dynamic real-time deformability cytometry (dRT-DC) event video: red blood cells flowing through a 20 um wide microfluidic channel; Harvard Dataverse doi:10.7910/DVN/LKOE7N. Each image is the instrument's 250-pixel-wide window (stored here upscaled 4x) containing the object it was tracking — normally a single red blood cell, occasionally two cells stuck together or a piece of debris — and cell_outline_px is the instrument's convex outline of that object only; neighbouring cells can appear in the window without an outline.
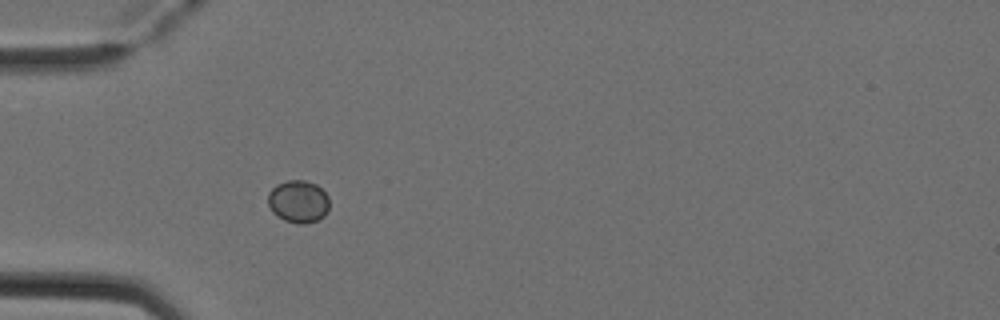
{"species": "Egyptian fruit bat (a non-hibernating species)", "species_latin": "Rousettus aegyptiacus", "temperature_condition": "cold", "stored_images_in_passage": 6, "camera_frame_rate_fps": 3000, "um_per_image_px": 0.085, "animal": {"sex": "female"}, "frame": {"image": 1, "passage_image": 3, "time_ms": 0.667, "image_size_px": [1000, 320], "cell_outline_px": [[328, 212], [324, 216], [316, 220], [304, 224], [296, 224], [284, 220], [276, 216], [272, 212], [268, 204], [268, 192], [276, 184], [288, 180], [304, 180], [316, 184], [328, 196]], "centroid_in_image_um": [25.34, 17.13], "position_along_channel_um": 59.7, "area_um2": 15.32}}
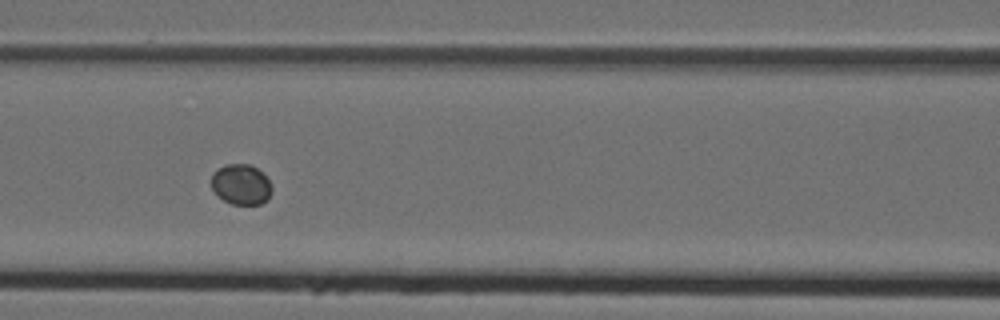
{"frame": {"image": 2, "passage_image": 5, "time_ms": 1.333, "image_size_px": [1000, 320], "cell_outline_px": [[272, 192], [268, 200], [260, 204], [232, 204], [224, 200], [212, 188], [212, 172], [216, 168], [224, 164], [248, 164], [256, 168], [268, 180], [272, 188]], "centroid_in_image_um": [20.49, 15.67], "position_along_channel_um": 146.1, "area_um2": 14.16}}
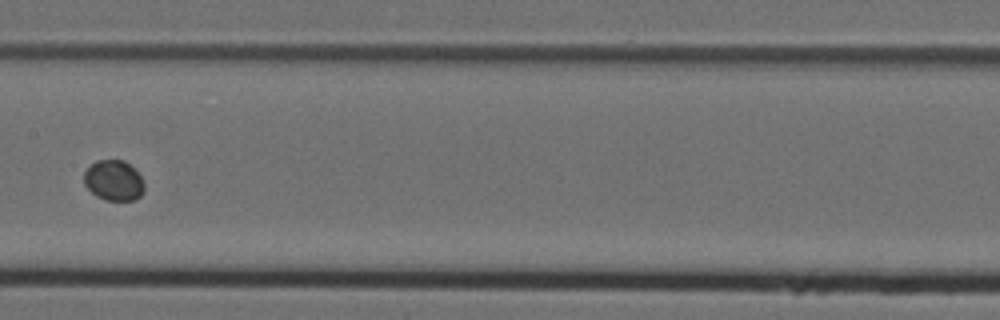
{"frame": {"image": 3, "passage_image": 6, "time_ms": 1.667, "image_size_px": [1000, 320], "cell_outline_px": [[144, 192], [136, 200], [104, 200], [96, 196], [84, 184], [84, 172], [96, 160], [124, 160], [136, 168], [144, 184]], "centroid_in_image_um": [9.69, 15.34], "position_along_channel_um": 197.7, "area_um2": 14.33}}